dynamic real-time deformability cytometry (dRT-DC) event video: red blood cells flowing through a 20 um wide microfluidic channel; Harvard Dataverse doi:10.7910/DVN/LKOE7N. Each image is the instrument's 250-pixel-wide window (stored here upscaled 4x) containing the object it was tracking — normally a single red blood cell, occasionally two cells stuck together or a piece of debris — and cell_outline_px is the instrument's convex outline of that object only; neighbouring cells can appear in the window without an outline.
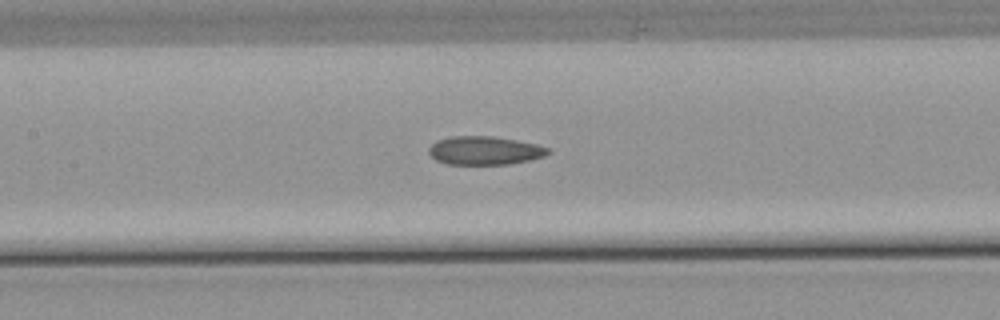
{"species": "common noctule bat (a hibernating species)", "species_latin": "Nyctalus noctula", "temperature_condition": "warm", "stored_images_in_passage": 46, "camera_frame_rate_fps": 3000, "um_per_image_px": 0.085, "animal": {"sex": "male", "body_mass_g": 21.5, "forearm_length_mm": 52.0}, "frame": {"image": 1, "passage_image": 18, "time_ms": 5.667, "image_size_px": [1000, 320], "cell_outline_px": [[552, 152], [544, 156], [528, 160], [508, 164], [448, 164], [436, 160], [428, 152], [428, 148], [436, 140], [452, 136], [492, 136], [516, 140], [536, 144], [548, 148]], "centroid_in_image_um": [41.18, 12.79], "position_along_channel_um": 166.2, "area_um2": 19.71}}
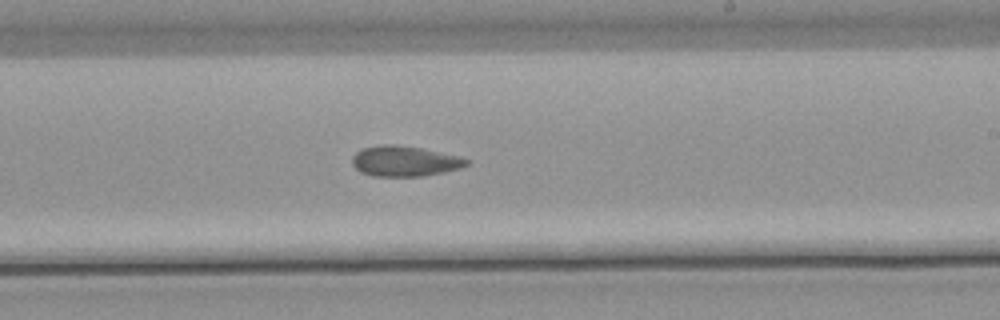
{"frame": {"image": 2, "passage_image": 25, "time_ms": 8.0, "image_size_px": [1000, 320], "cell_outline_px": [[468, 164], [460, 168], [444, 172], [420, 176], [372, 176], [360, 172], [352, 164], [352, 156], [360, 148], [380, 144], [396, 144], [424, 148], [460, 156], [468, 160]], "centroid_in_image_um": [34.36, 13.68], "position_along_channel_um": 254.6, "area_um2": 20.52}}
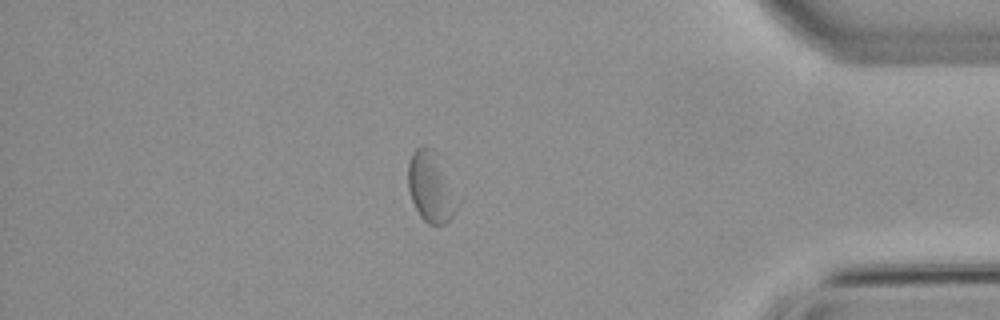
{"frame": {"image": 3, "passage_image": 39, "time_ms": 12.667, "image_size_px": [1000, 320], "cell_outline_px": [[460, 200], [456, 212], [444, 224], [428, 224], [420, 216], [412, 200], [408, 188], [408, 164], [412, 152], [416, 148], [424, 144], [440, 152]], "centroid_in_image_um": [36.68, 15.82], "position_along_channel_um": 398.5, "area_um2": 21.21}, "authors_computed_cell_mechanics": {"area_um2": 20.6346, "velocity_mm_per_s": 3.8067, "shape_relaxation_time_tau1_ms": null, "shape_relaxation_time_tau2_ms": 4.1634, "deformation_change_tau1": null, "deformation_change_tau2": 0.0682}}